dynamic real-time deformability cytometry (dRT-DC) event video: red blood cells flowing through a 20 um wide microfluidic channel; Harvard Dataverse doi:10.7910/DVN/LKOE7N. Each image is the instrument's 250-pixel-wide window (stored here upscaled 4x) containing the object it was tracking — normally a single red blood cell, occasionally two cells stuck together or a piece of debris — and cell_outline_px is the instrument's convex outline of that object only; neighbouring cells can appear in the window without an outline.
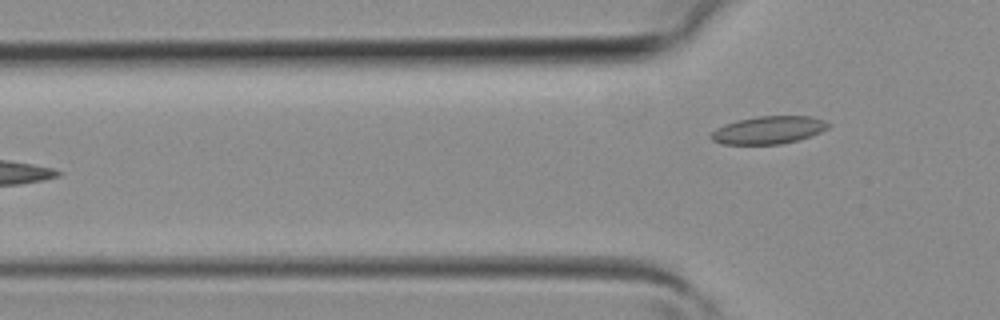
{"species": "common noctule bat (a hibernating species)", "species_latin": "Nyctalus noctula", "temperature_condition": "room temperature", "stored_images_in_passage": 5, "camera_frame_rate_fps": 3000, "um_per_image_px": 0.085, "animal": {"sex": "female", "body_mass_g": 19.3, "forearm_length_mm": 54.1}, "frame": {"image": 1, "passage_image": 5, "time_ms": 1.333, "image_size_px": [1000, 320], "cell_outline_px": [[832, 124], [828, 128], [820, 132], [796, 140], [780, 144], [720, 144], [712, 140], [708, 136], [716, 128], [724, 124], [736, 120], [756, 116], [812, 116], [824, 120]], "centroid_in_image_um": [65.29, 11.04], "position_along_channel_um": 60.5, "area_um2": 19.02}}